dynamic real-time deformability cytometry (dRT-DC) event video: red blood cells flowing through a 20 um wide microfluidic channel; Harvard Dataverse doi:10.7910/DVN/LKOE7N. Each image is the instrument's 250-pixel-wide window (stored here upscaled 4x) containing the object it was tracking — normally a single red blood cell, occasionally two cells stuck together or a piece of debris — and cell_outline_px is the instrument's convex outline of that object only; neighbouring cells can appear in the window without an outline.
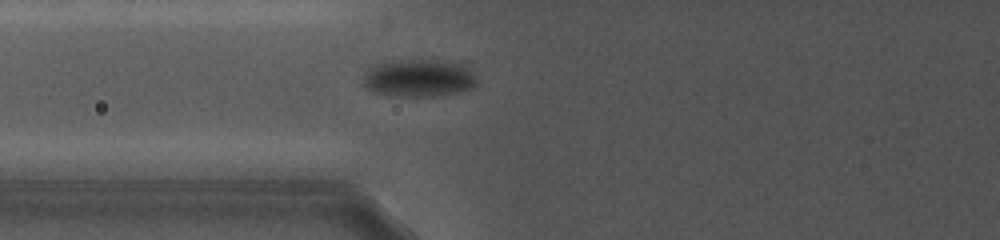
{"species": "common noctule bat (a hibernating species)", "species_latin": "Nyctalus noctula", "temperature_condition": "cold", "stored_images_in_passage": 15, "camera_frame_rate_fps": 5000, "um_per_image_px": 0.085, "animal": {"sex": "female", "body_mass_g": 19.0, "forearm_length_mm": 56.7}, "frame": {"image": 1, "passage_image": 3, "time_ms": 1.2, "image_size_px": [1000, 240], "cell_outline_px": [[476, 84], [472, 88], [456, 92], [432, 96], [400, 96], [368, 92], [360, 84], [368, 68], [372, 64], [384, 60], [448, 60], [468, 64], [476, 80]], "centroid_in_image_um": [35.53, 6.61], "position_along_channel_um": 90.3, "area_um2": 25.66}}
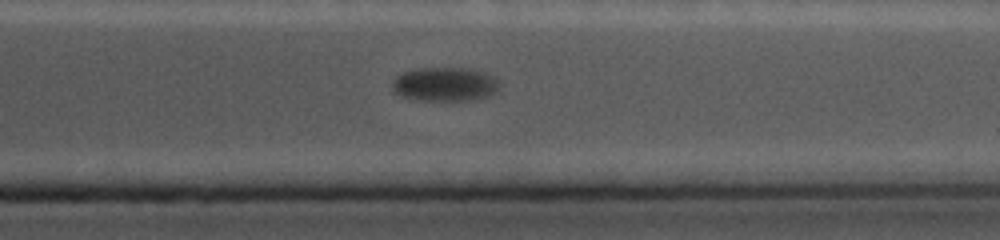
{"frame": {"image": 2, "passage_image": 15, "time_ms": 9.0, "image_size_px": [1000, 240], "cell_outline_px": [[500, 88], [492, 96], [480, 100], [424, 100], [400, 96], [396, 92], [392, 84], [392, 80], [396, 76], [404, 72], [424, 68], [468, 68], [484, 72], [492, 76], [496, 80]], "centroid_in_image_um": [37.87, 7.17], "position_along_channel_um": 373.5, "area_um2": 21.21}}